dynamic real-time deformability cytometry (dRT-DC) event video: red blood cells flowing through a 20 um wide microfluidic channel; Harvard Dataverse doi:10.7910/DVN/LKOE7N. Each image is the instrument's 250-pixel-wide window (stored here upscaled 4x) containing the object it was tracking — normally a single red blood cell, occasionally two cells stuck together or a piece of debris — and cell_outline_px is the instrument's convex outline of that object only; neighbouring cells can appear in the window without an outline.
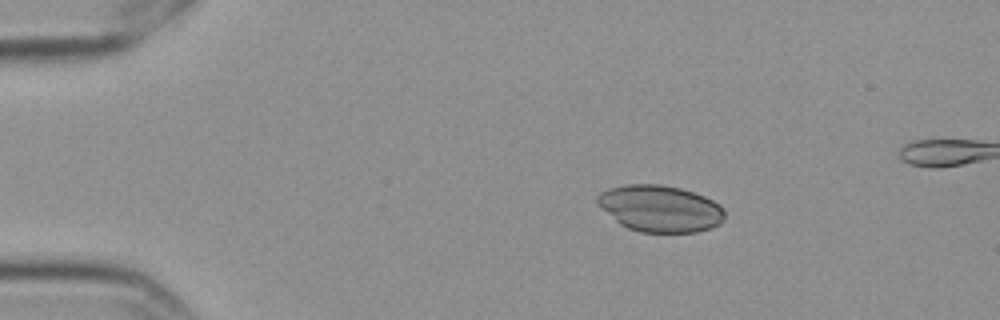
{"species": "Egyptian fruit bat (a non-hibernating species)", "species_latin": "Rousettus aegyptiacus", "temperature_condition": "cold", "stored_images_in_passage": 6, "camera_frame_rate_fps": 3000, "um_per_image_px": 0.085, "frame": {"image": 1, "passage_image": 3, "time_ms": 0.667, "image_size_px": [1000, 320], "cell_outline_px": [[724, 220], [720, 224], [712, 228], [696, 232], [640, 232], [628, 228], [620, 224], [596, 204], [596, 196], [600, 192], [608, 188], [624, 184], [660, 184], [680, 188], [704, 196], [720, 204], [724, 208]], "centroid_in_image_um": [56.1, 17.72], "position_along_channel_um": 28.9, "area_um2": 34.85}}